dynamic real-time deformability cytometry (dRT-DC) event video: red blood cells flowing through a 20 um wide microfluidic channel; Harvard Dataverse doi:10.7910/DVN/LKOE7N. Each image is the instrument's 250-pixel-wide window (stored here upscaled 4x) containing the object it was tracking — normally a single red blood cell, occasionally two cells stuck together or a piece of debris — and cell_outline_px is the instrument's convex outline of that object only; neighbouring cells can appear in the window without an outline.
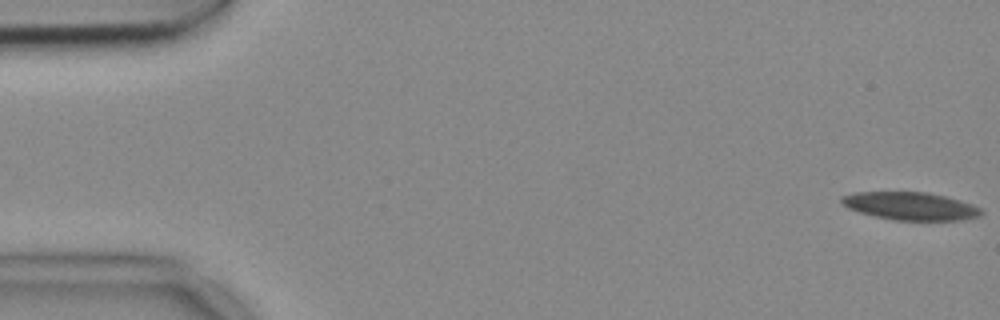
{"species": "common noctule bat (a hibernating species)", "species_latin": "Nyctalus noctula", "temperature_condition": "cold", "stored_images_in_passage": 15, "camera_frame_rate_fps": 3000, "um_per_image_px": 0.085, "animal": {"sex": "female", "body_mass_g": 18.4}, "frame": {"image": 1, "passage_image": 1, "time_ms": 0.0, "image_size_px": [1000, 320], "cell_outline_px": [[984, 212], [980, 216], [956, 220], [896, 220], [876, 216], [860, 212], [848, 208], [840, 200], [840, 196], [856, 192], [928, 192], [944, 196], [972, 204], [980, 208]], "centroid_in_image_um": [77.38, 17.51], "position_along_channel_um": 7.6, "area_um2": 22.43}}
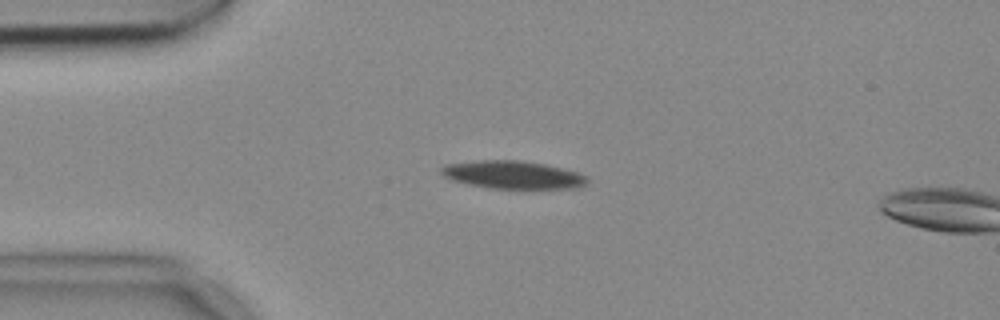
{"frame": {"image": 2, "passage_image": 13, "time_ms": 4.0, "image_size_px": [1000, 320], "cell_outline_px": [[588, 180], [584, 184], [564, 188], [488, 188], [468, 184], [452, 180], [444, 176], [440, 172], [440, 168], [444, 164], [476, 160], [516, 160], [544, 164], [576, 172], [584, 176]], "centroid_in_image_um": [43.46, 14.84], "position_along_channel_um": 41.5, "area_um2": 23.29}}